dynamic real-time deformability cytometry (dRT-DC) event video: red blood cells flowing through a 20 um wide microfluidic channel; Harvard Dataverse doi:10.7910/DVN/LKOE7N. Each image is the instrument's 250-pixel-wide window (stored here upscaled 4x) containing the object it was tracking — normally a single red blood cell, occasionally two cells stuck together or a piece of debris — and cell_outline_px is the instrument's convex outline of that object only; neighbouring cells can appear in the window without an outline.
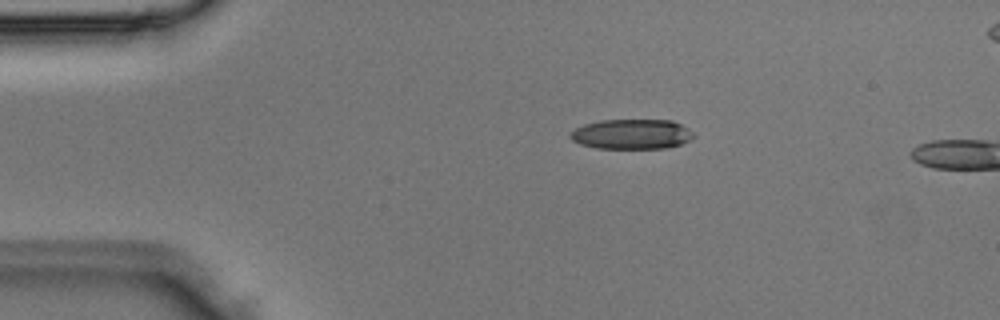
{"species": "Egyptian fruit bat (a non-hibernating species)", "species_latin": "Rousettus aegyptiacus", "temperature_condition": "room temperature", "stored_images_in_passage": 3, "camera_frame_rate_fps": 3000, "um_per_image_px": 0.085, "animal": {"sex": "male"}, "frame": {"image": 1, "passage_image": 2, "time_ms": 0.333, "image_size_px": [1000, 320], "cell_outline_px": [[696, 136], [680, 144], [664, 148], [596, 148], [580, 144], [572, 140], [568, 136], [576, 128], [584, 124], [600, 120], [672, 120], [688, 128]], "centroid_in_image_um": [53.68, 11.4], "position_along_channel_um": 31.3, "area_um2": 21.44}}